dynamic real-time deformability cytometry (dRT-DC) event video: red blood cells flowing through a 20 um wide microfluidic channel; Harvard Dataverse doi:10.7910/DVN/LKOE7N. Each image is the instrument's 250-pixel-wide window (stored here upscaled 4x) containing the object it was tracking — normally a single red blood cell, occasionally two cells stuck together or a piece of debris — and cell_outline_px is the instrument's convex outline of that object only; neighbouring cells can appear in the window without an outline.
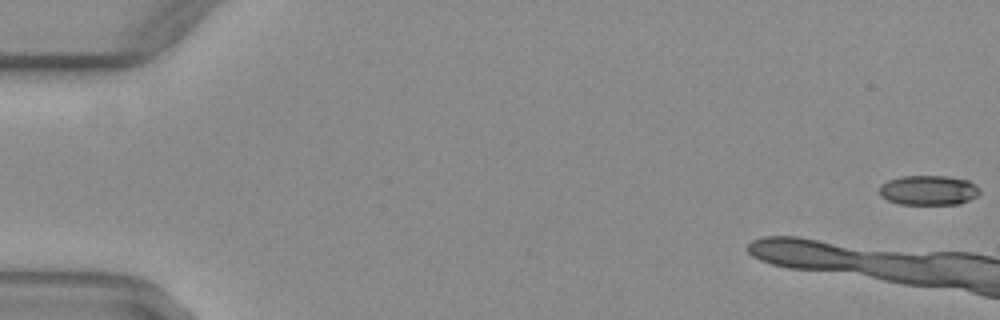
{"species": "common noctule bat (a hibernating species)", "species_latin": "Nyctalus noctula", "temperature_condition": "warm", "stored_images_in_passage": 9, "camera_frame_rate_fps": 3000, "um_per_image_px": 0.085, "animal": {"sex": "female", "body_mass_g": 29.2, "forearm_length_mm": 56.3}, "frame": {"image": 1, "passage_image": 1, "time_ms": 0.0, "image_size_px": [1000, 320], "cell_outline_px": [[980, 192], [976, 196], [960, 204], [900, 204], [888, 200], [880, 196], [880, 184], [888, 180], [900, 176], [948, 176], [968, 180], [980, 188]], "centroid_in_image_um": [78.92, 16.16], "position_along_channel_um": 6.1, "area_um2": 17.46}}